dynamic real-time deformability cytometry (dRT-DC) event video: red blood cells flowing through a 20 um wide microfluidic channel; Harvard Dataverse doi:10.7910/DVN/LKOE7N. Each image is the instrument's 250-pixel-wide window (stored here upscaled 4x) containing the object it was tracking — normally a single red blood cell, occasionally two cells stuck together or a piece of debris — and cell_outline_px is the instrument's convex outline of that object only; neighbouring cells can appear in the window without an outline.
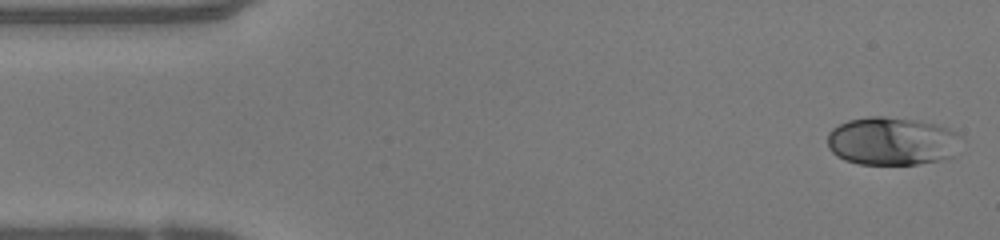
{"species": "human", "species_latin": "Homo sapiens", "temperature_condition": "warm", "stored_images_in_passage": 47, "camera_frame_rate_fps": 3000, "um_per_image_px": 0.085, "donor": {"sex": "female"}, "frame": {"image": 1, "passage_image": 1, "time_ms": 0.0, "image_size_px": [1000, 240], "cell_outline_px": [[960, 136], [956, 156], [944, 160], [916, 164], [860, 164], [844, 160], [836, 156], [828, 148], [828, 132], [832, 128], [848, 120], [868, 116], [884, 116], [920, 120], [936, 124], [948, 128], [956, 132]], "centroid_in_image_um": [75.83, 12.0], "position_along_channel_um": 9.2, "area_um2": 38.03}}
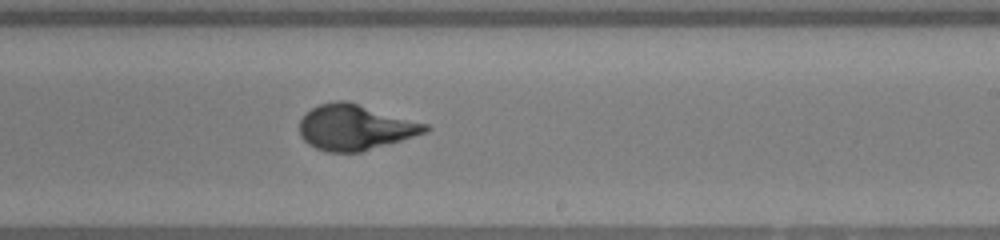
{"frame": {"image": 2, "passage_image": 27, "time_ms": 8.667, "image_size_px": [1000, 240], "cell_outline_px": [[432, 128], [428, 132], [360, 152], [328, 152], [316, 148], [308, 144], [300, 136], [300, 120], [312, 108], [320, 104], [336, 100], [344, 100], [428, 124]], "centroid_in_image_um": [30.19, 10.83], "position_along_channel_um": 258.8, "area_um2": 33.0}}
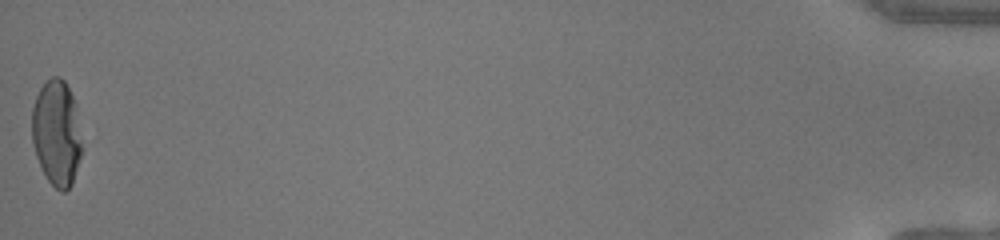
{"frame": {"image": 3, "passage_image": 47, "time_ms": 15.333, "image_size_px": [1000, 240], "cell_outline_px": [[80, 156], [72, 184], [64, 192], [60, 192], [48, 180], [36, 156], [32, 144], [32, 108], [36, 96], [40, 88], [52, 76], [60, 76], [64, 80], [76, 104], [80, 140]], "centroid_in_image_um": [4.79, 11.29], "position_along_channel_um": 430.4, "area_um2": 30.4}, "authors_computed_cell_mechanics": {"area_um2": 32.7148, "velocity_mm_per_s": 4.2038, "shape_relaxation_time_tau1_ms": 5.95, "shape_relaxation_time_tau2_ms": null, "deformation_change_tau1": 0.2609, "deformation_change_tau2": null}}